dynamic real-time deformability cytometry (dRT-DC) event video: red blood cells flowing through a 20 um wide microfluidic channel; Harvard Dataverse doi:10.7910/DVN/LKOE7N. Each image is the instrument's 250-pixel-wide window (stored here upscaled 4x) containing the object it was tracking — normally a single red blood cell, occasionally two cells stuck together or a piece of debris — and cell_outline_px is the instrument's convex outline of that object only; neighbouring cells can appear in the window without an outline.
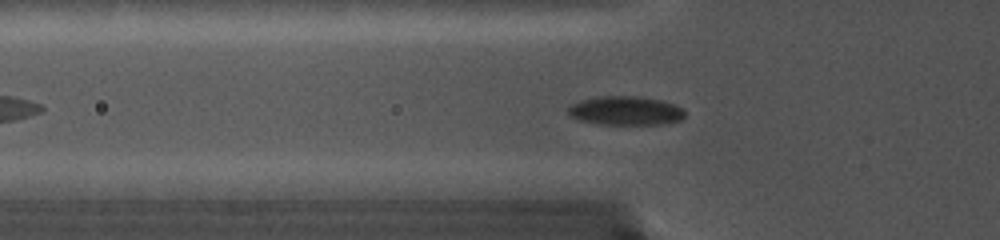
{"species": "common noctule bat (a hibernating species)", "species_latin": "Nyctalus noctula", "temperature_condition": "cold", "stored_images_in_passage": 47, "camera_frame_rate_fps": 5000, "um_per_image_px": 0.085, "animal": {"sex": "female", "body_mass_g": 19.0, "forearm_length_mm": 56.7}, "frame": {"image": 1, "passage_image": 23, "time_ms": 4.4, "image_size_px": [1000, 240], "cell_outline_px": [[684, 116], [680, 120], [664, 124], [600, 124], [580, 120], [568, 116], [568, 108], [572, 104], [580, 100], [596, 96], [636, 96], [660, 100], [684, 108]], "centroid_in_image_um": [53.15, 9.41], "position_along_channel_um": 72.7, "area_um2": 19.65}}
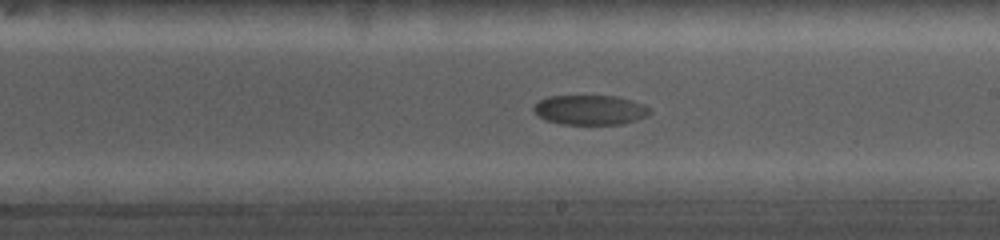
{"frame": {"image": 2, "passage_image": 39, "time_ms": 7.6, "image_size_px": [1000, 240], "cell_outline_px": [[652, 112], [648, 116], [624, 124], [560, 124], [544, 120], [532, 108], [540, 100], [548, 96], [616, 96], [644, 104], [652, 108]], "centroid_in_image_um": [50.2, 9.35], "position_along_channel_um": 238.8, "area_um2": 20.23}}
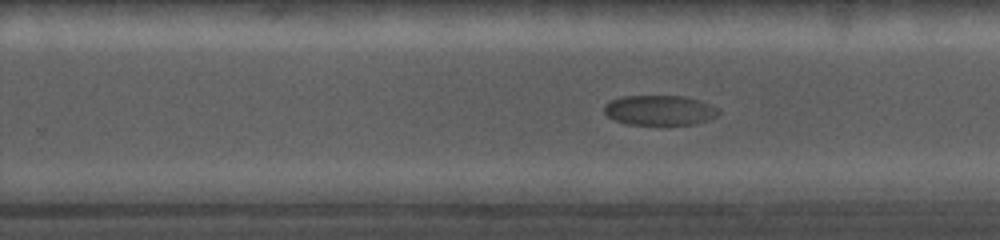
{"frame": {"image": 3, "passage_image": 44, "time_ms": 8.6, "image_size_px": [1000, 240], "cell_outline_px": [[720, 112], [716, 116], [708, 120], [696, 124], [624, 124], [608, 116], [604, 112], [604, 104], [608, 100], [624, 96], [684, 96], [700, 100], [712, 104]], "centroid_in_image_um": [56.06, 9.36], "position_along_channel_um": 273.7, "area_um2": 20.06}}